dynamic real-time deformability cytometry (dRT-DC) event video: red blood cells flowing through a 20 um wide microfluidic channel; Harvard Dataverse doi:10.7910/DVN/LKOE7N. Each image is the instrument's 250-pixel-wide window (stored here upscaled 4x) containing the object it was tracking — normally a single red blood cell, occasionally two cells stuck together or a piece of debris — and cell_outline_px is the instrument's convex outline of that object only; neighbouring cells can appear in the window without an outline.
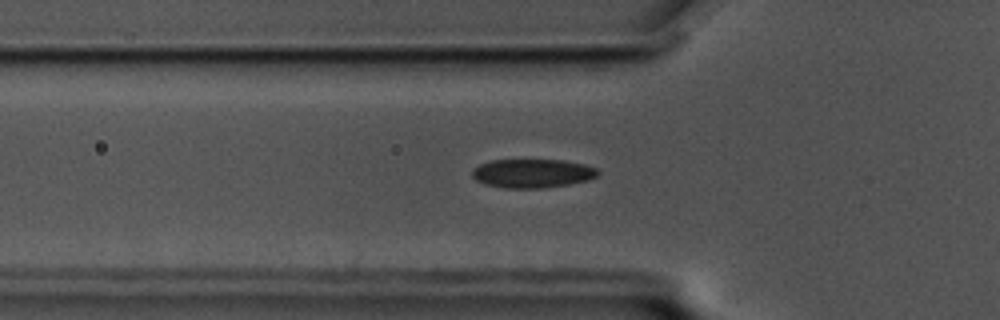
{"species": "common noctule bat (a hibernating species)", "species_latin": "Nyctalus noctula", "temperature_condition": "cold", "stored_images_in_passage": 45, "camera_frame_rate_fps": 3000, "um_per_image_px": 0.085, "animal": {"sex": "male", "body_mass_g": 17.5, "forearm_length_mm": 52.3}, "frame": {"image": 1, "passage_image": 12, "time_ms": 3.667, "image_size_px": [1000, 320], "cell_outline_px": [[600, 172], [596, 176], [588, 180], [568, 184], [544, 188], [504, 188], [484, 184], [476, 180], [472, 176], [472, 168], [480, 164], [492, 160], [560, 160], [584, 164], [596, 168]], "centroid_in_image_um": [45.23, 14.74], "position_along_channel_um": 80.6, "area_um2": 21.1}}
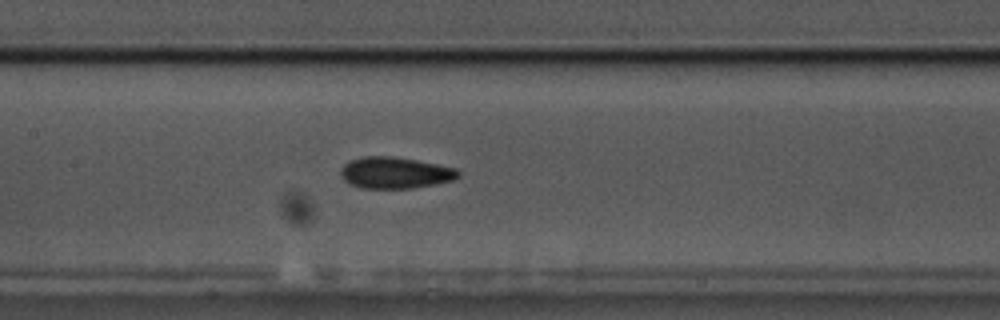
{"frame": {"image": 2, "passage_image": 20, "time_ms": 6.333, "image_size_px": [1000, 320], "cell_outline_px": [[460, 176], [452, 180], [412, 188], [360, 188], [348, 184], [340, 176], [340, 168], [348, 160], [364, 156], [392, 156], [416, 160], [456, 168], [460, 172]], "centroid_in_image_um": [33.52, 14.68], "position_along_channel_um": 173.9, "area_um2": 21.62}}
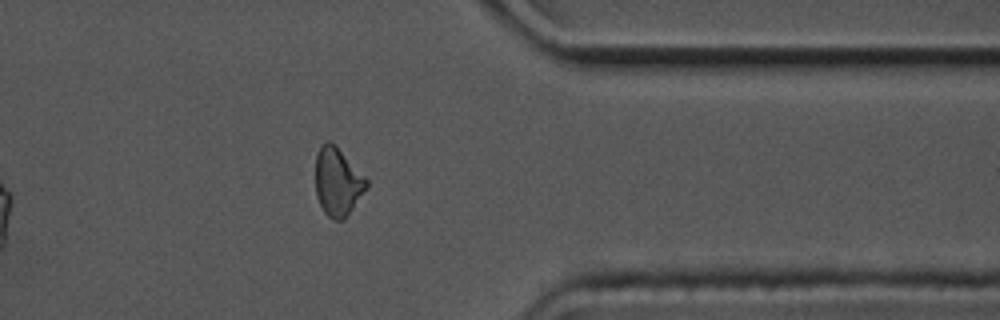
{"frame": {"image": 3, "passage_image": 39, "time_ms": 12.667, "image_size_px": [1000, 320], "cell_outline_px": [[368, 188], [344, 220], [332, 220], [324, 212], [316, 196], [316, 152], [320, 144], [328, 140], [336, 144], [368, 180]], "centroid_in_image_um": [28.7, 15.44], "position_along_channel_um": 382.7, "area_um2": 20.58}, "authors_computed_cell_mechanics": {"area_um2": 21.2126, "velocity_mm_per_s": 3.4837, "shape_relaxation_time_tau1_ms": 7.3322, "shape_relaxation_time_tau2_ms": 3.328, "deformation_change_tau1": 0.1295, "deformation_change_tau2": 0.0774}}